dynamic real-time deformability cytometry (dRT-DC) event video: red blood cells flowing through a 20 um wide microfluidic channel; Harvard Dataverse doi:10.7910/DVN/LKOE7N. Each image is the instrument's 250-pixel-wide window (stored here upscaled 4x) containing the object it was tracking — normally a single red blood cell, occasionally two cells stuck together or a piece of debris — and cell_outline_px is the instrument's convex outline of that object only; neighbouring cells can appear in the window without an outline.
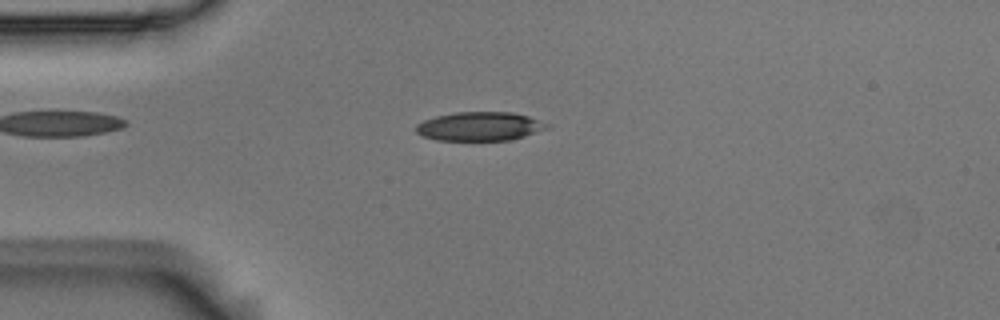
{"species": "Egyptian fruit bat (a non-hibernating species)", "species_latin": "Rousettus aegyptiacus", "temperature_condition": "room temperature", "stored_images_in_passage": 55, "camera_frame_rate_fps": 3000, "um_per_image_px": 0.085, "animal": {"sex": "male"}, "frame": {"image": 1, "passage_image": 14, "time_ms": 4.333, "image_size_px": [1000, 320], "cell_outline_px": [[552, 128], [512, 140], [436, 140], [424, 136], [416, 132], [416, 124], [424, 120], [436, 116], [456, 112], [512, 112], [528, 116], [548, 124]], "centroid_in_image_um": [40.81, 10.74], "position_along_channel_um": 44.2, "area_um2": 22.08}}
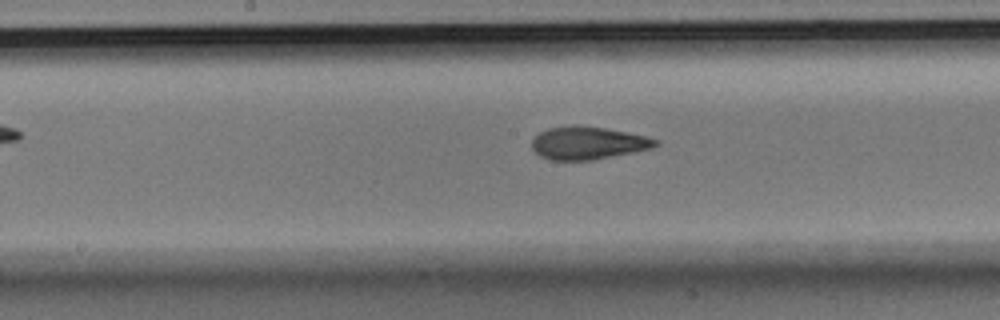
{"frame": {"image": 2, "passage_image": 28, "time_ms": 9.0, "image_size_px": [1000, 320], "cell_outline_px": [[660, 144], [652, 148], [592, 160], [548, 160], [540, 156], [532, 148], [532, 140], [540, 132], [548, 128], [572, 124], [604, 128], [628, 132], [660, 140]], "centroid_in_image_um": [49.97, 12.15], "position_along_channel_um": 198.2, "area_um2": 23.64}}
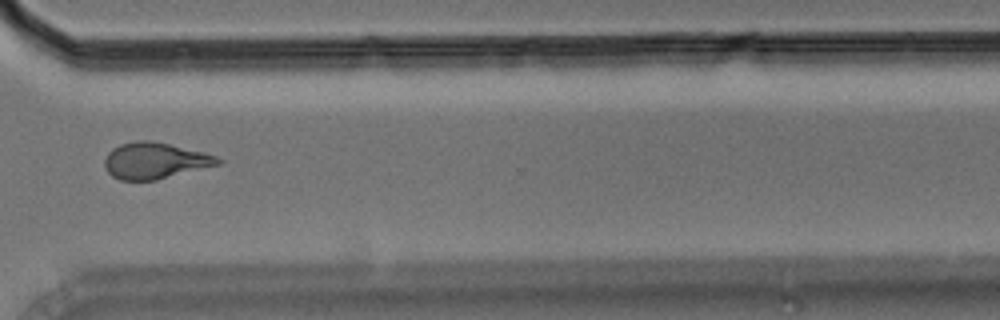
{"frame": {"image": 3, "passage_image": 41, "time_ms": 13.333, "image_size_px": [1000, 320], "cell_outline_px": [[224, 160], [220, 164], [156, 180], [120, 180], [112, 176], [104, 168], [104, 160], [108, 152], [112, 148], [120, 144], [136, 140], [152, 140], [204, 152], [216, 156]], "centroid_in_image_um": [13.15, 13.65], "position_along_channel_um": 357.5, "area_um2": 24.04}, "authors_computed_cell_mechanics": {"area_um2": 23.3512, "velocity_mm_per_s": 3.6787, "shape_relaxation_time_tau1_ms": 5.7474, "shape_relaxation_time_tau2_ms": 2.2853, "deformation_change_tau1": 0.1817, "deformation_change_tau2": 0.1044}}